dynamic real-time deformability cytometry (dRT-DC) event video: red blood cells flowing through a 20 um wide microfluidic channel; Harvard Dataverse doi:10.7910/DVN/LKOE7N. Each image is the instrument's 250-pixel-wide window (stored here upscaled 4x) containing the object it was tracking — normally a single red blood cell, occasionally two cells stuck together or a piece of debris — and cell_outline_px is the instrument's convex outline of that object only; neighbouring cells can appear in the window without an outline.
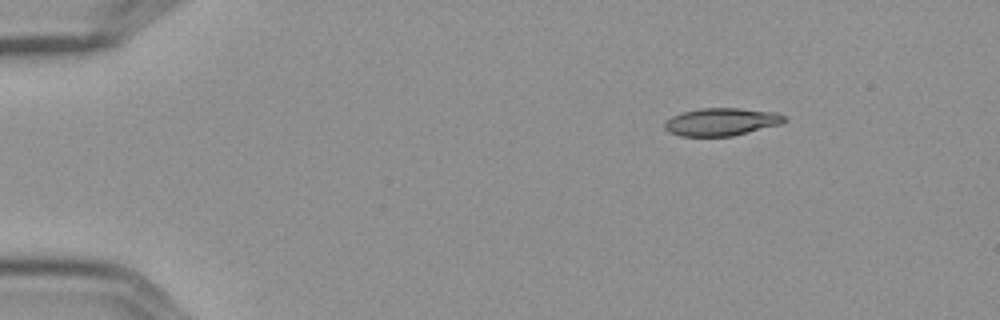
{"species": "Egyptian fruit bat (a non-hibernating species)", "species_latin": "Rousettus aegyptiacus", "temperature_condition": "cold", "stored_images_in_passage": 4, "camera_frame_rate_fps": 3000, "um_per_image_px": 0.085, "frame": {"image": 1, "passage_image": 1, "time_ms": 0.0, "image_size_px": [1000, 320], "cell_outline_px": [[788, 120], [780, 124], [732, 136], [680, 136], [668, 132], [664, 128], [664, 124], [672, 116], [680, 112], [700, 108], [740, 108], [776, 112], [784, 116]], "centroid_in_image_um": [61.3, 10.35], "position_along_channel_um": 23.7, "area_um2": 19.36}}